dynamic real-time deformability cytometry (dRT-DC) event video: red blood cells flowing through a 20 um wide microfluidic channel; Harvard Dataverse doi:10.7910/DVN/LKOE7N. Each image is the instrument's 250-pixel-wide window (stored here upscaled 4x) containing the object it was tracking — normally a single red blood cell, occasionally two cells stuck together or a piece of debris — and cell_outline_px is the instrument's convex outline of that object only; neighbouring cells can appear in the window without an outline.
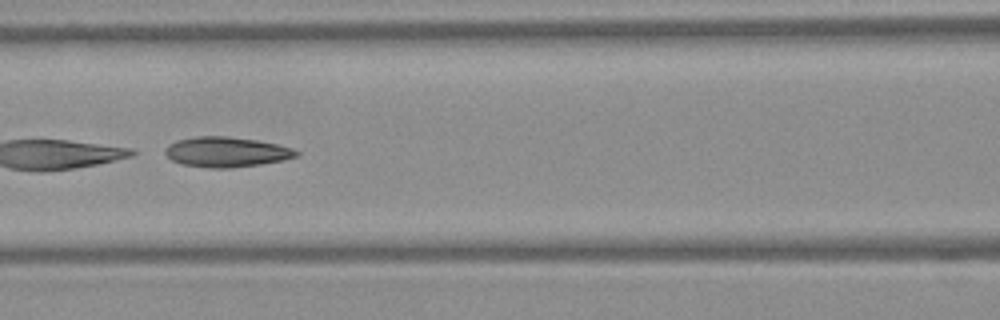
{"species": "Egyptian fruit bat (a non-hibernating species)", "species_latin": "Rousettus aegyptiacus", "temperature_condition": "warm", "stored_images_in_passage": 5, "camera_frame_rate_fps": 3000, "um_per_image_px": 0.085, "frame": {"image": 1, "passage_image": 5, "time_ms": 1.333, "image_size_px": [1000, 320], "cell_outline_px": [[300, 152], [296, 156], [284, 160], [260, 164], [228, 168], [212, 168], [180, 164], [172, 160], [164, 152], [168, 144], [176, 140], [196, 136], [228, 136], [256, 140], [276, 144], [292, 148]], "centroid_in_image_um": [19.22, 12.91], "position_along_channel_um": 147.4, "area_um2": 22.95}}